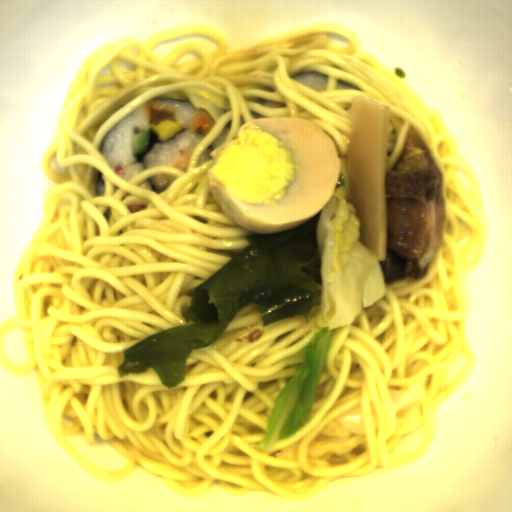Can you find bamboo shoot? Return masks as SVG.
I'll use <instances>...</instances> for the list:
<instances>
[{
    "instance_id": "obj_1",
    "label": "bamboo shoot",
    "mask_w": 512,
    "mask_h": 512,
    "mask_svg": "<svg viewBox=\"0 0 512 512\" xmlns=\"http://www.w3.org/2000/svg\"><path fill=\"white\" fill-rule=\"evenodd\" d=\"M390 106L365 95L353 101L347 150L348 199L359 226V239L378 261H386L388 223L386 159Z\"/></svg>"
}]
</instances>
